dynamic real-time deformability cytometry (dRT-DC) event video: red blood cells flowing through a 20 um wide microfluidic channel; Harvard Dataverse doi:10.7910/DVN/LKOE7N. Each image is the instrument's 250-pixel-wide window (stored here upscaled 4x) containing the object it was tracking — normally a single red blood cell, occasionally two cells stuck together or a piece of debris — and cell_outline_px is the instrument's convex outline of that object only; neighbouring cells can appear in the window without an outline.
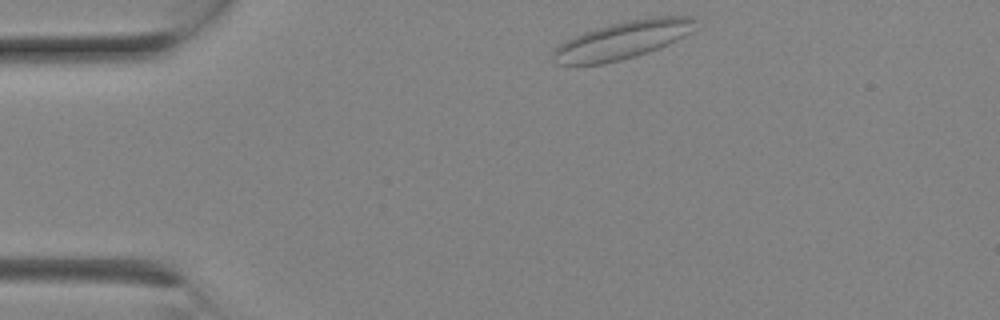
{"species": "Egyptian fruit bat (a non-hibernating species)", "species_latin": "Rousettus aegyptiacus", "temperature_condition": "room temperature", "stored_images_in_passage": 6, "camera_frame_rate_fps": 3000, "um_per_image_px": 0.085, "animal": {"sex": "female"}, "frame": {"image": 1, "passage_image": 1, "time_ms": 0.0, "image_size_px": [1000, 320], "cell_outline_px": [[696, 28], [692, 32], [668, 44], [648, 52], [636, 56], [604, 64], [556, 64], [552, 60], [552, 52], [560, 44], [584, 32], [596, 28], [628, 20], [656, 16], [692, 16], [696, 20]], "centroid_in_image_um": [52.95, 3.4], "position_along_channel_um": 32.0, "area_um2": 31.1}}
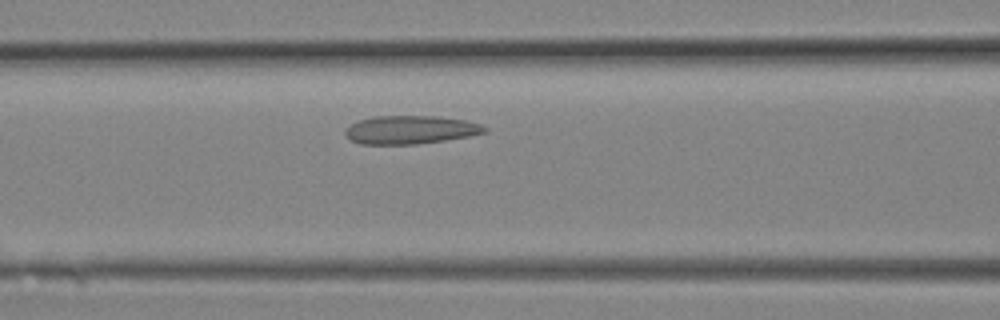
{"frame": {"image": 2, "passage_image": 6, "time_ms": 1.667, "image_size_px": [1000, 320], "cell_outline_px": [[488, 132], [468, 136], [444, 140], [416, 144], [360, 144], [352, 140], [344, 132], [344, 128], [360, 120], [372, 116], [440, 116], [468, 120], [480, 124], [488, 128]], "centroid_in_image_um": [34.92, 11.02], "position_along_channel_um": 131.7, "area_um2": 23.06}}